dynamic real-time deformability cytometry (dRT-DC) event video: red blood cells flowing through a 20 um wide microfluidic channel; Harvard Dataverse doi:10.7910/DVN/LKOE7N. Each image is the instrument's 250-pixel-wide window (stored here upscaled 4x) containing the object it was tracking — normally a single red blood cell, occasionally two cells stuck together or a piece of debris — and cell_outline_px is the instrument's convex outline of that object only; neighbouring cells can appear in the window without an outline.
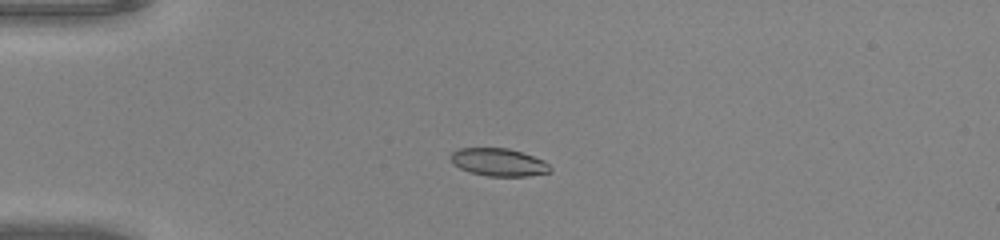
{"species": "common noctule bat (a hibernating species)", "species_latin": "Nyctalus noctula", "temperature_condition": "warm", "stored_images_in_passage": 38, "camera_frame_rate_fps": 3000, "um_per_image_px": 0.085, "animal": {"sex": "male", "body_mass_g": 20.0, "forearm_length_mm": 53.3}, "frame": {"image": 1, "passage_image": 1, "time_ms": 0.0, "image_size_px": [1000, 240], "cell_outline_px": [[552, 172], [528, 176], [488, 176], [468, 172], [452, 164], [448, 156], [456, 148], [508, 148], [544, 160], [552, 168]], "centroid_in_image_um": [42.34, 13.79], "position_along_channel_um": 42.7, "area_um2": 16.3}}
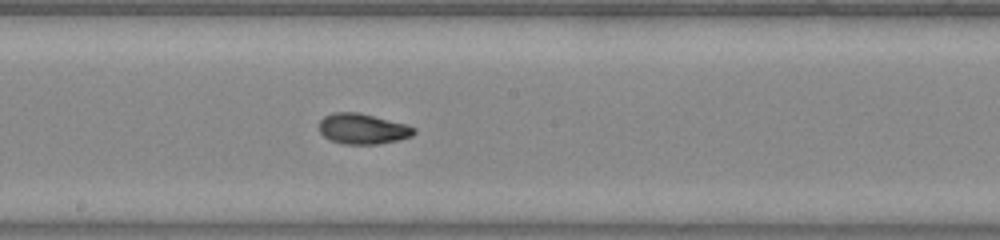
{"frame": {"image": 2, "passage_image": 16, "time_ms": 5.0, "image_size_px": [1000, 240], "cell_outline_px": [[416, 132], [412, 136], [400, 140], [380, 144], [344, 144], [328, 140], [320, 132], [320, 120], [324, 116], [332, 112], [360, 112], [408, 124], [416, 128]], "centroid_in_image_um": [30.86, 10.95], "position_along_channel_um": 217.3, "area_um2": 17.22}}
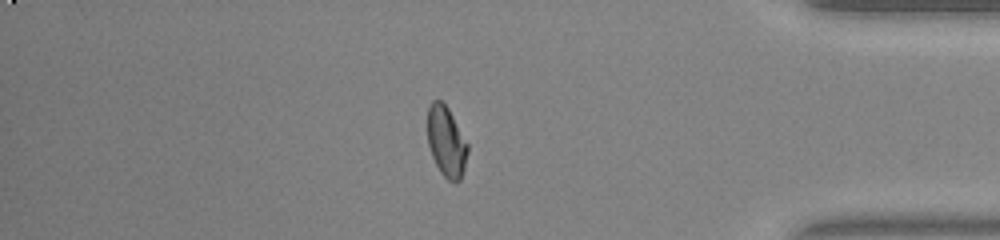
{"frame": {"image": 3, "passage_image": 31, "time_ms": 10.0, "image_size_px": [1000, 240], "cell_outline_px": [[468, 152], [464, 168], [460, 180], [448, 180], [440, 172], [432, 156], [428, 144], [428, 108], [432, 100], [440, 100], [448, 108], [468, 144]], "centroid_in_image_um": [37.93, 12.03], "position_along_channel_um": 397.3, "area_um2": 16.24}, "authors_computed_cell_mechanics": {"area_um2": 16.6753, "velocity_mm_per_s": 4.1392, "shape_relaxation_time_tau1_ms": 5.2505, "shape_relaxation_time_tau2_ms": 1.1045, "deformation_change_tau1": 0.1954, "deformation_change_tau2": 0.0496}}